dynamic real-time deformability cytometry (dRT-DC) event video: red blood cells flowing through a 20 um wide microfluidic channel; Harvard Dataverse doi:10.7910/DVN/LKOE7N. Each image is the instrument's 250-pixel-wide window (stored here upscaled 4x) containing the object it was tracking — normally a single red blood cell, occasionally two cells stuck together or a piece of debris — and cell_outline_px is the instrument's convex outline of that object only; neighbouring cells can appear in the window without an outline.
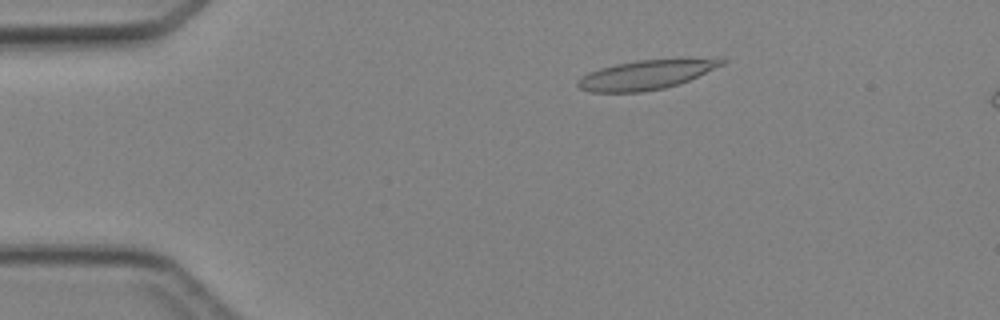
{"species": "Egyptian fruit bat (a non-hibernating species)", "species_latin": "Rousettus aegyptiacus", "temperature_condition": "cold", "stored_images_in_passage": 46, "camera_frame_rate_fps": 3000, "um_per_image_px": 0.085, "animal": {"sex": "female"}, "frame": {"image": 1, "passage_image": 9, "time_ms": 2.667, "image_size_px": [1000, 320], "cell_outline_px": [[728, 60], [724, 64], [688, 80], [664, 88], [640, 92], [592, 92], [580, 88], [576, 84], [576, 80], [580, 76], [588, 72], [600, 68], [616, 64], [636, 60], [720, 56]], "centroid_in_image_um": [54.98, 6.31], "position_along_channel_um": 30.0, "area_um2": 25.14}}
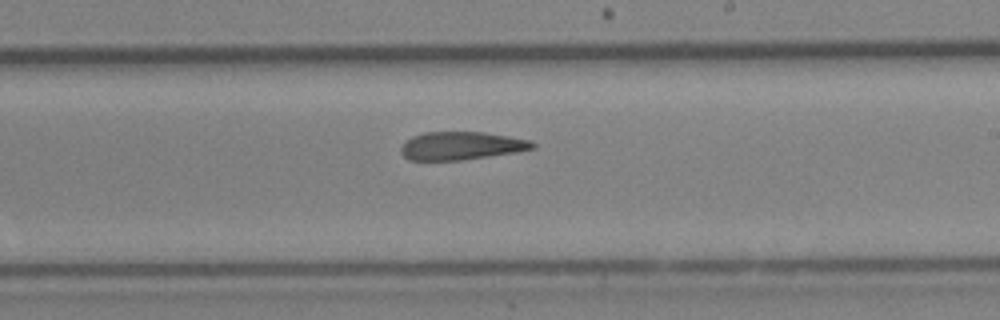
{"frame": {"image": 2, "passage_image": 28, "time_ms": 9.0, "image_size_px": [1000, 320], "cell_outline_px": [[536, 148], [516, 152], [460, 160], [408, 160], [400, 152], [400, 148], [412, 136], [424, 132], [484, 132], [532, 140], [536, 144]], "centroid_in_image_um": [39.23, 12.39], "position_along_channel_um": 249.8, "area_um2": 21.5}}
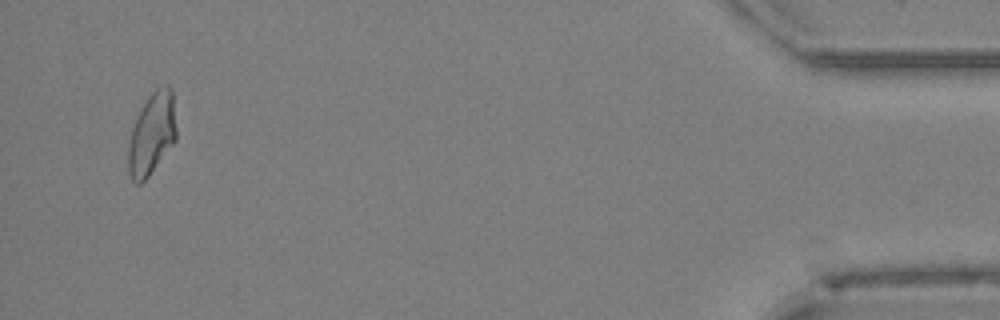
{"frame": {"image": 3, "passage_image": 45, "time_ms": 14.667, "image_size_px": [1000, 320], "cell_outline_px": [[176, 140], [148, 176], [140, 184], [136, 184], [132, 180], [128, 172], [128, 144], [132, 128], [136, 116], [140, 108], [148, 96], [156, 88], [168, 84], [172, 88], [176, 128]], "centroid_in_image_um": [12.9, 11.35], "position_along_channel_um": 422.3, "area_um2": 23.06}}